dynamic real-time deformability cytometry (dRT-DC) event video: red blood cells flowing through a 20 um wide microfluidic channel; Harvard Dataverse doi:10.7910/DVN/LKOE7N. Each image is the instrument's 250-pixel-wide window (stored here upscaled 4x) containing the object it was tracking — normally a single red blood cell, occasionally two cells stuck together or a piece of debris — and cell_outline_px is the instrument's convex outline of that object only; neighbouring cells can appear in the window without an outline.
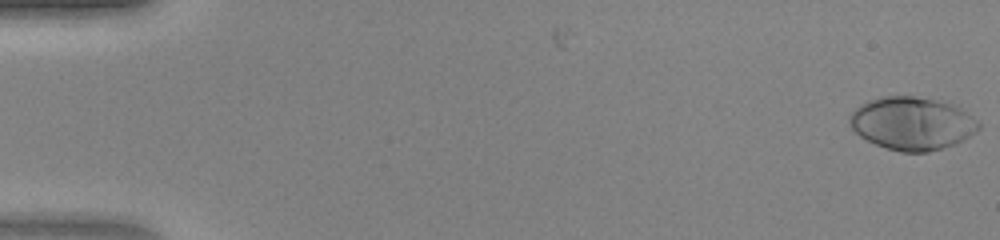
{"species": "human", "species_latin": "Homo sapiens", "temperature_condition": "warm", "stored_images_in_passage": 48, "camera_frame_rate_fps": 3000, "um_per_image_px": 0.085, "donor": {"sex": "female"}, "frame": {"image": 1, "passage_image": 1, "time_ms": 0.0, "image_size_px": [1000, 240], "cell_outline_px": [[980, 128], [976, 132], [964, 140], [956, 144], [944, 148], [928, 152], [900, 152], [876, 144], [860, 136], [852, 128], [848, 120], [848, 116], [860, 104], [868, 100], [884, 96], [912, 96], [960, 104], [980, 124]], "centroid_in_image_um": [77.57, 10.48], "position_along_channel_um": 7.4, "area_um2": 40.23}}
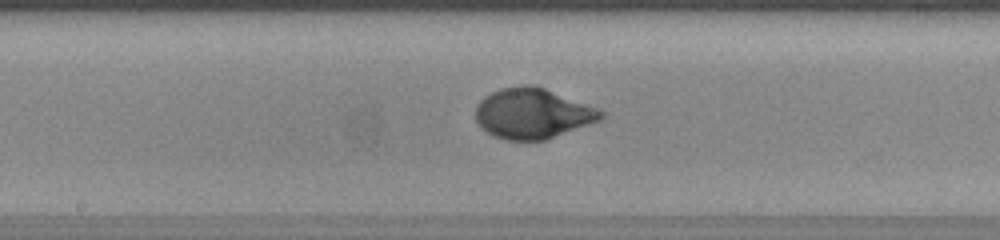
{"frame": {"image": 2, "passage_image": 26, "time_ms": 8.333, "image_size_px": [1000, 240], "cell_outline_px": [[604, 116], [600, 120], [544, 140], [508, 140], [492, 136], [476, 120], [476, 104], [484, 96], [500, 88], [524, 84], [528, 84], [544, 88], [596, 108], [604, 112]], "centroid_in_image_um": [45.23, 9.64], "position_along_channel_um": 203.0, "area_um2": 36.3}}
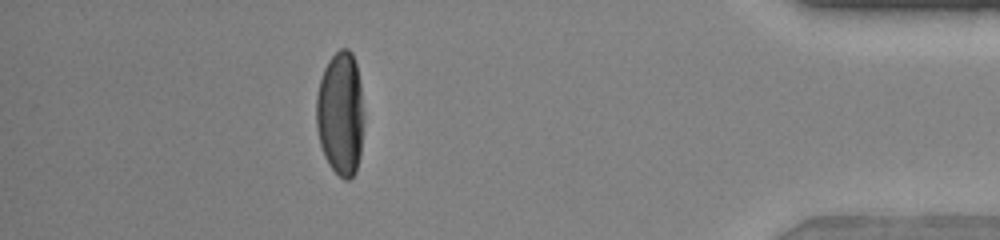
{"frame": {"image": 3, "passage_image": 43, "time_ms": 14.0, "image_size_px": [1000, 240], "cell_outline_px": [[364, 120], [360, 156], [356, 172], [348, 180], [344, 180], [328, 164], [324, 156], [320, 144], [316, 128], [316, 96], [320, 80], [324, 68], [328, 60], [340, 48], [348, 48], [352, 52], [356, 64], [360, 84], [364, 112]], "centroid_in_image_um": [28.95, 9.66], "position_along_channel_um": 406.3, "area_um2": 34.8}}